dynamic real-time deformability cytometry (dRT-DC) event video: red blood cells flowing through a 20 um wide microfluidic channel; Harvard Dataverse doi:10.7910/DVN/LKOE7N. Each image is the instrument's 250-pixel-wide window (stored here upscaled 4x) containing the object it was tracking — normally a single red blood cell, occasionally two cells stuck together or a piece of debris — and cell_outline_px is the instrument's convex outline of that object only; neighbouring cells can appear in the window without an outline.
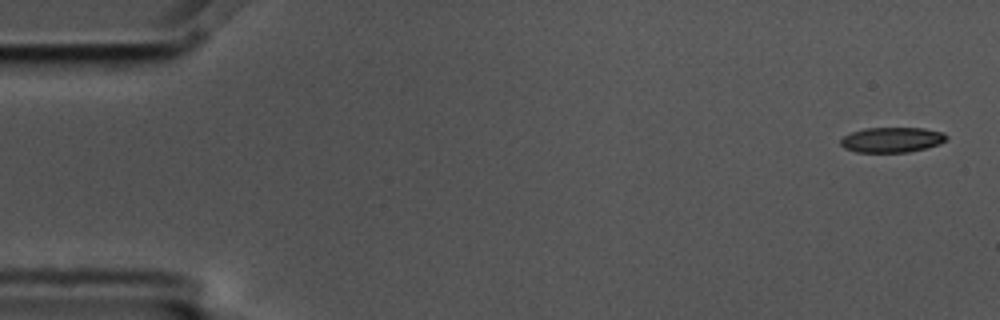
{"species": "common noctule bat (a hibernating species)", "species_latin": "Nyctalus noctula", "temperature_condition": "cold", "stored_images_in_passage": 4, "camera_frame_rate_fps": 3000, "um_per_image_px": 0.085, "animal": {"sex": "male", "body_mass_g": 17.5, "forearm_length_mm": 52.3}, "frame": {"image": 1, "passage_image": 1, "time_ms": 0.0, "image_size_px": [1000, 320], "cell_outline_px": [[948, 140], [940, 144], [908, 152], [856, 152], [844, 148], [840, 144], [840, 140], [844, 136], [852, 132], [864, 128], [924, 128], [944, 132], [948, 136]], "centroid_in_image_um": [75.83, 11.88], "position_along_channel_um": 9.2, "area_um2": 15.61}}
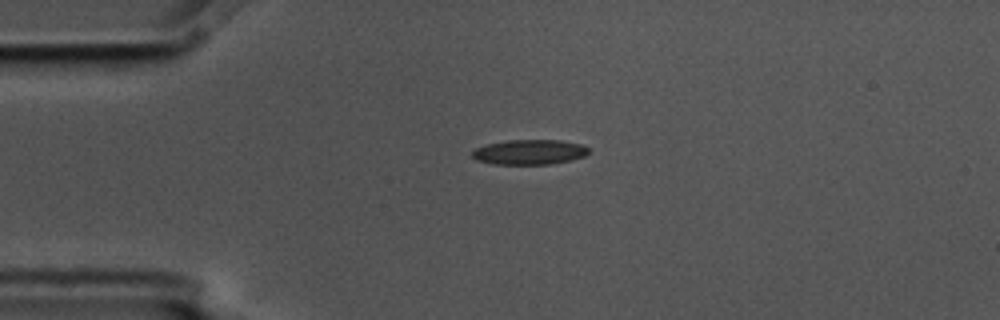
{"frame": {"image": 2, "passage_image": 4, "time_ms": 1.0, "image_size_px": [1000, 320], "cell_outline_px": [[588, 152], [584, 156], [552, 164], [492, 164], [476, 160], [472, 156], [472, 152], [476, 148], [488, 144], [508, 140], [560, 140], [580, 144], [588, 148]], "centroid_in_image_um": [44.97, 12.93], "position_along_channel_um": 40.0, "area_um2": 16.76}}